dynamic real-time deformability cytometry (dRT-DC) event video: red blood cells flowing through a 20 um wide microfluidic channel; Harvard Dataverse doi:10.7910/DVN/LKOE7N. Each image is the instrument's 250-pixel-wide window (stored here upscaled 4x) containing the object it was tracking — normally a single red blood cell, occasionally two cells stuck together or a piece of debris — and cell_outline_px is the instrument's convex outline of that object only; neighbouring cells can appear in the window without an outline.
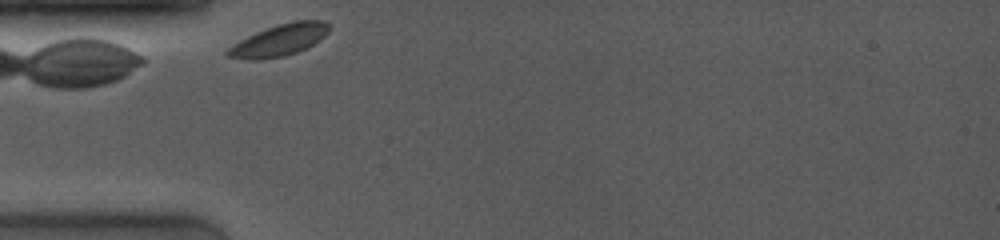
{"species": "common noctule bat (a hibernating species)", "species_latin": "Nyctalus noctula", "temperature_condition": "room temperature", "stored_images_in_passage": 33, "camera_frame_rate_fps": 4000, "um_per_image_px": 0.085, "animal": {"sex": "female", "body_mass_g": 19.0, "forearm_length_mm": 53.3}, "frame": {"image": 1, "passage_image": 1, "time_ms": 0.0, "image_size_px": [1000, 240], "cell_outline_px": [[328, 32], [320, 40], [296, 52], [284, 56], [260, 60], [248, 60], [228, 56], [224, 52], [228, 48], [240, 40], [256, 32], [292, 20], [324, 20], [328, 24]], "centroid_in_image_um": [23.73, 3.42], "position_along_channel_um": 61.3, "area_um2": 18.5}}